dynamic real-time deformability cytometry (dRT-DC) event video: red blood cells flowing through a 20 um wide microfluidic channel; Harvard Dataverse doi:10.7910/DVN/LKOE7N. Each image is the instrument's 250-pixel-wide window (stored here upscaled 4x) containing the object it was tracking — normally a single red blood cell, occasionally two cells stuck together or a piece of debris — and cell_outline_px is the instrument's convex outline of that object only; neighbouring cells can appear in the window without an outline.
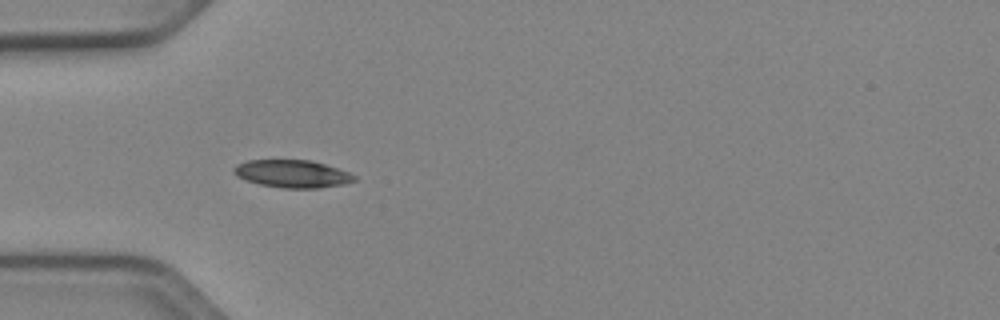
{"species": "Egyptian fruit bat (a non-hibernating species)", "species_latin": "Rousettus aegyptiacus", "temperature_condition": "cold", "stored_images_in_passage": 41, "camera_frame_rate_fps": 3000, "um_per_image_px": 0.085, "animal": {"sex": "female"}, "frame": {"image": 1, "passage_image": 5, "time_ms": 1.333, "image_size_px": [1000, 320], "cell_outline_px": [[356, 180], [344, 184], [320, 188], [284, 188], [260, 184], [236, 176], [232, 172], [232, 168], [236, 164], [248, 160], [312, 160], [348, 172], [356, 176]], "centroid_in_image_um": [24.83, 14.77], "position_along_channel_um": 60.2, "area_um2": 19.36}}
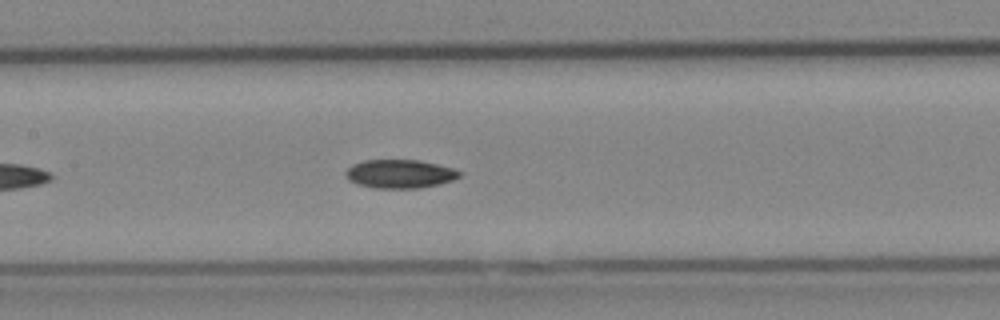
{"frame": {"image": 2, "passage_image": 14, "time_ms": 4.333, "image_size_px": [1000, 320], "cell_outline_px": [[460, 176], [452, 180], [440, 184], [420, 188], [372, 188], [356, 184], [348, 180], [344, 176], [344, 172], [352, 164], [364, 160], [416, 160], [436, 164], [452, 168], [460, 172]], "centroid_in_image_um": [33.92, 14.79], "position_along_channel_um": 173.5, "area_um2": 19.02}}
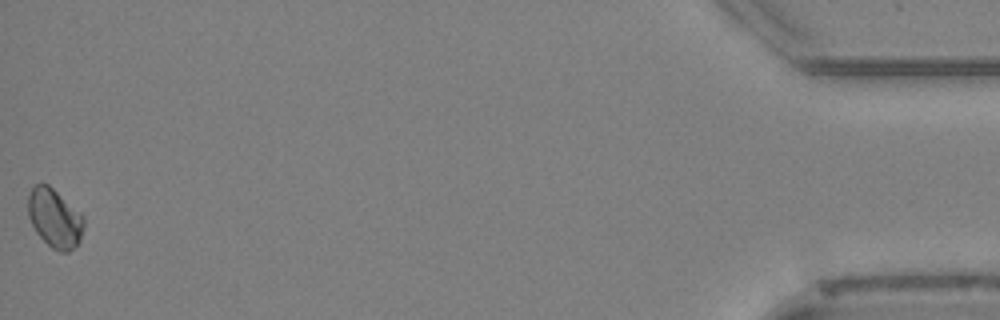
{"frame": {"image": 3, "passage_image": 41, "time_ms": 13.333, "image_size_px": [1000, 320], "cell_outline_px": [[84, 224], [80, 240], [68, 252], [60, 252], [52, 248], [36, 232], [28, 216], [28, 196], [32, 188], [36, 184], [48, 184], [80, 212], [84, 216]], "centroid_in_image_um": [4.65, 18.54], "position_along_channel_um": 430.6, "area_um2": 18.9}, "authors_computed_cell_mechanics": {"area_um2": 18.6694, "velocity_mm_per_s": 3.9012, "shape_relaxation_time_tau1_ms": 5.8001, "shape_relaxation_time_tau2_ms": null, "deformation_change_tau1": 0.0922, "deformation_change_tau2": null}}